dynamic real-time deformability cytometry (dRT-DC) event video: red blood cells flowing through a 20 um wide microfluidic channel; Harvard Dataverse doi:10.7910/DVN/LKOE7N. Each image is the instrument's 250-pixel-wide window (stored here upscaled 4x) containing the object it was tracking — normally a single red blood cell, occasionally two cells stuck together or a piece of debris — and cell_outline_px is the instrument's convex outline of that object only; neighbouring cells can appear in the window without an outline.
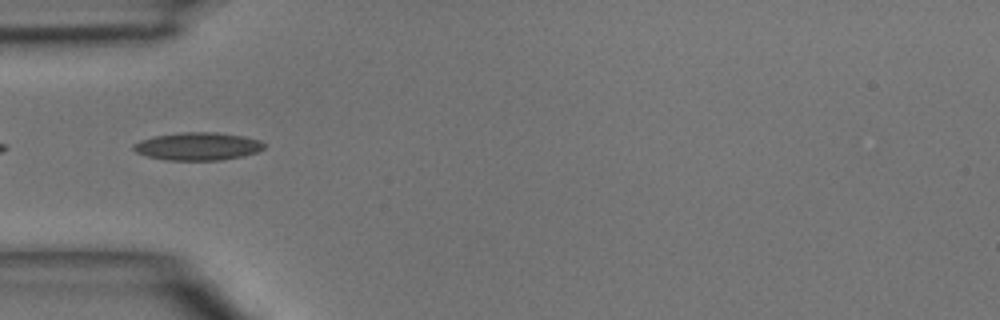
{"species": "common noctule bat (a hibernating species)", "species_latin": "Nyctalus noctula", "temperature_condition": "room temperature", "stored_images_in_passage": 5, "camera_frame_rate_fps": 3000, "um_per_image_px": 0.085, "animal": {"sex": "male", "body_mass_g": 15.6}, "frame": {"image": 1, "passage_image": 5, "time_ms": 4.667, "image_size_px": [1000, 320], "cell_outline_px": [[268, 144], [264, 148], [256, 152], [244, 156], [220, 160], [164, 160], [148, 156], [136, 152], [132, 148], [132, 144], [140, 140], [156, 136], [180, 132], [216, 132], [244, 136], [260, 140]], "centroid_in_image_um": [16.83, 12.43], "position_along_channel_um": 68.2, "area_um2": 21.33}}